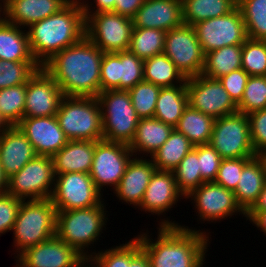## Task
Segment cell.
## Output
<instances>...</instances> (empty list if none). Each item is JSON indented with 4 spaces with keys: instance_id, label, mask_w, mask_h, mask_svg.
I'll list each match as a JSON object with an SVG mask.
<instances>
[{
    "instance_id": "obj_1",
    "label": "cell",
    "mask_w": 266,
    "mask_h": 267,
    "mask_svg": "<svg viewBox=\"0 0 266 267\" xmlns=\"http://www.w3.org/2000/svg\"><path fill=\"white\" fill-rule=\"evenodd\" d=\"M102 52L86 36L55 54L42 67L64 96L97 97L101 92Z\"/></svg>"
},
{
    "instance_id": "obj_2",
    "label": "cell",
    "mask_w": 266,
    "mask_h": 267,
    "mask_svg": "<svg viewBox=\"0 0 266 267\" xmlns=\"http://www.w3.org/2000/svg\"><path fill=\"white\" fill-rule=\"evenodd\" d=\"M158 225L156 241L153 242L148 233L136 236L150 267H203L209 246L208 233L165 218Z\"/></svg>"
},
{
    "instance_id": "obj_3",
    "label": "cell",
    "mask_w": 266,
    "mask_h": 267,
    "mask_svg": "<svg viewBox=\"0 0 266 267\" xmlns=\"http://www.w3.org/2000/svg\"><path fill=\"white\" fill-rule=\"evenodd\" d=\"M86 18L80 0H71L58 13L28 28L33 57L42 67L55 54L85 37Z\"/></svg>"
},
{
    "instance_id": "obj_4",
    "label": "cell",
    "mask_w": 266,
    "mask_h": 267,
    "mask_svg": "<svg viewBox=\"0 0 266 267\" xmlns=\"http://www.w3.org/2000/svg\"><path fill=\"white\" fill-rule=\"evenodd\" d=\"M102 201L99 205L89 208L57 211L56 236L69 246L75 248L82 256H90L89 245L99 240L103 227L108 220L106 206ZM85 248H87L85 252Z\"/></svg>"
},
{
    "instance_id": "obj_5",
    "label": "cell",
    "mask_w": 266,
    "mask_h": 267,
    "mask_svg": "<svg viewBox=\"0 0 266 267\" xmlns=\"http://www.w3.org/2000/svg\"><path fill=\"white\" fill-rule=\"evenodd\" d=\"M56 214L50 198L22 201L12 229L17 257L56 235Z\"/></svg>"
},
{
    "instance_id": "obj_6",
    "label": "cell",
    "mask_w": 266,
    "mask_h": 267,
    "mask_svg": "<svg viewBox=\"0 0 266 267\" xmlns=\"http://www.w3.org/2000/svg\"><path fill=\"white\" fill-rule=\"evenodd\" d=\"M55 116L68 140L103 139L102 115L96 97L64 96Z\"/></svg>"
},
{
    "instance_id": "obj_7",
    "label": "cell",
    "mask_w": 266,
    "mask_h": 267,
    "mask_svg": "<svg viewBox=\"0 0 266 267\" xmlns=\"http://www.w3.org/2000/svg\"><path fill=\"white\" fill-rule=\"evenodd\" d=\"M102 115L103 139L129 145L135 135L138 117L128 90H106L97 97Z\"/></svg>"
},
{
    "instance_id": "obj_8",
    "label": "cell",
    "mask_w": 266,
    "mask_h": 267,
    "mask_svg": "<svg viewBox=\"0 0 266 267\" xmlns=\"http://www.w3.org/2000/svg\"><path fill=\"white\" fill-rule=\"evenodd\" d=\"M209 144L223 159L257 155L251 143L248 115L238 111L215 119Z\"/></svg>"
},
{
    "instance_id": "obj_9",
    "label": "cell",
    "mask_w": 266,
    "mask_h": 267,
    "mask_svg": "<svg viewBox=\"0 0 266 267\" xmlns=\"http://www.w3.org/2000/svg\"><path fill=\"white\" fill-rule=\"evenodd\" d=\"M54 167L50 156L36 155L20 171L7 179V193L22 200L51 198L54 189Z\"/></svg>"
},
{
    "instance_id": "obj_10",
    "label": "cell",
    "mask_w": 266,
    "mask_h": 267,
    "mask_svg": "<svg viewBox=\"0 0 266 267\" xmlns=\"http://www.w3.org/2000/svg\"><path fill=\"white\" fill-rule=\"evenodd\" d=\"M85 36L104 53L127 51L133 19L115 12L85 15Z\"/></svg>"
},
{
    "instance_id": "obj_11",
    "label": "cell",
    "mask_w": 266,
    "mask_h": 267,
    "mask_svg": "<svg viewBox=\"0 0 266 267\" xmlns=\"http://www.w3.org/2000/svg\"><path fill=\"white\" fill-rule=\"evenodd\" d=\"M101 195L89 173L72 172L55 175L50 199L56 211H68L99 205Z\"/></svg>"
},
{
    "instance_id": "obj_12",
    "label": "cell",
    "mask_w": 266,
    "mask_h": 267,
    "mask_svg": "<svg viewBox=\"0 0 266 267\" xmlns=\"http://www.w3.org/2000/svg\"><path fill=\"white\" fill-rule=\"evenodd\" d=\"M163 53L186 79L201 75L205 54L193 26L182 24L167 31Z\"/></svg>"
},
{
    "instance_id": "obj_13",
    "label": "cell",
    "mask_w": 266,
    "mask_h": 267,
    "mask_svg": "<svg viewBox=\"0 0 266 267\" xmlns=\"http://www.w3.org/2000/svg\"><path fill=\"white\" fill-rule=\"evenodd\" d=\"M193 27L204 54L224 46L242 45L248 39L238 7L224 16L200 21Z\"/></svg>"
},
{
    "instance_id": "obj_14",
    "label": "cell",
    "mask_w": 266,
    "mask_h": 267,
    "mask_svg": "<svg viewBox=\"0 0 266 267\" xmlns=\"http://www.w3.org/2000/svg\"><path fill=\"white\" fill-rule=\"evenodd\" d=\"M186 90L188 105L215 119L238 111L237 104L218 79L202 74L187 78Z\"/></svg>"
},
{
    "instance_id": "obj_15",
    "label": "cell",
    "mask_w": 266,
    "mask_h": 267,
    "mask_svg": "<svg viewBox=\"0 0 266 267\" xmlns=\"http://www.w3.org/2000/svg\"><path fill=\"white\" fill-rule=\"evenodd\" d=\"M132 156L136 157L127 144L104 139L97 141L89 173L96 188L102 192L104 186H113L114 190Z\"/></svg>"
},
{
    "instance_id": "obj_16",
    "label": "cell",
    "mask_w": 266,
    "mask_h": 267,
    "mask_svg": "<svg viewBox=\"0 0 266 267\" xmlns=\"http://www.w3.org/2000/svg\"><path fill=\"white\" fill-rule=\"evenodd\" d=\"M144 60L129 50L104 53L100 69L101 92L129 90L144 81Z\"/></svg>"
},
{
    "instance_id": "obj_17",
    "label": "cell",
    "mask_w": 266,
    "mask_h": 267,
    "mask_svg": "<svg viewBox=\"0 0 266 267\" xmlns=\"http://www.w3.org/2000/svg\"><path fill=\"white\" fill-rule=\"evenodd\" d=\"M191 198L197 209L199 220L217 221L232 216L235 213L245 215L235 199L233 191L215 182H204L197 189L191 191L185 199Z\"/></svg>"
},
{
    "instance_id": "obj_18",
    "label": "cell",
    "mask_w": 266,
    "mask_h": 267,
    "mask_svg": "<svg viewBox=\"0 0 266 267\" xmlns=\"http://www.w3.org/2000/svg\"><path fill=\"white\" fill-rule=\"evenodd\" d=\"M63 97L58 84L41 67L26 83L24 117L56 115Z\"/></svg>"
},
{
    "instance_id": "obj_19",
    "label": "cell",
    "mask_w": 266,
    "mask_h": 267,
    "mask_svg": "<svg viewBox=\"0 0 266 267\" xmlns=\"http://www.w3.org/2000/svg\"><path fill=\"white\" fill-rule=\"evenodd\" d=\"M17 126L30 141L37 155L52 157L68 142L55 115L24 117Z\"/></svg>"
},
{
    "instance_id": "obj_20",
    "label": "cell",
    "mask_w": 266,
    "mask_h": 267,
    "mask_svg": "<svg viewBox=\"0 0 266 267\" xmlns=\"http://www.w3.org/2000/svg\"><path fill=\"white\" fill-rule=\"evenodd\" d=\"M83 256L56 235L22 252L17 263L22 267H75Z\"/></svg>"
},
{
    "instance_id": "obj_21",
    "label": "cell",
    "mask_w": 266,
    "mask_h": 267,
    "mask_svg": "<svg viewBox=\"0 0 266 267\" xmlns=\"http://www.w3.org/2000/svg\"><path fill=\"white\" fill-rule=\"evenodd\" d=\"M135 28L169 31L183 24L181 0H145L132 18Z\"/></svg>"
},
{
    "instance_id": "obj_22",
    "label": "cell",
    "mask_w": 266,
    "mask_h": 267,
    "mask_svg": "<svg viewBox=\"0 0 266 267\" xmlns=\"http://www.w3.org/2000/svg\"><path fill=\"white\" fill-rule=\"evenodd\" d=\"M183 197L178 190L173 171L156 170L140 203V208L146 213L162 215L169 211Z\"/></svg>"
},
{
    "instance_id": "obj_23",
    "label": "cell",
    "mask_w": 266,
    "mask_h": 267,
    "mask_svg": "<svg viewBox=\"0 0 266 267\" xmlns=\"http://www.w3.org/2000/svg\"><path fill=\"white\" fill-rule=\"evenodd\" d=\"M36 155L32 144L18 126H10L0 135V166L7 179Z\"/></svg>"
},
{
    "instance_id": "obj_24",
    "label": "cell",
    "mask_w": 266,
    "mask_h": 267,
    "mask_svg": "<svg viewBox=\"0 0 266 267\" xmlns=\"http://www.w3.org/2000/svg\"><path fill=\"white\" fill-rule=\"evenodd\" d=\"M143 156L132 158L125 169L120 183L114 189L119 200L133 204L139 208L146 188L157 170L152 159H143Z\"/></svg>"
},
{
    "instance_id": "obj_25",
    "label": "cell",
    "mask_w": 266,
    "mask_h": 267,
    "mask_svg": "<svg viewBox=\"0 0 266 267\" xmlns=\"http://www.w3.org/2000/svg\"><path fill=\"white\" fill-rule=\"evenodd\" d=\"M71 0H5L6 20L28 28L58 13Z\"/></svg>"
},
{
    "instance_id": "obj_26",
    "label": "cell",
    "mask_w": 266,
    "mask_h": 267,
    "mask_svg": "<svg viewBox=\"0 0 266 267\" xmlns=\"http://www.w3.org/2000/svg\"><path fill=\"white\" fill-rule=\"evenodd\" d=\"M97 141L68 140L53 156L54 174L72 172L90 173Z\"/></svg>"
},
{
    "instance_id": "obj_27",
    "label": "cell",
    "mask_w": 266,
    "mask_h": 267,
    "mask_svg": "<svg viewBox=\"0 0 266 267\" xmlns=\"http://www.w3.org/2000/svg\"><path fill=\"white\" fill-rule=\"evenodd\" d=\"M265 182V168L259 156L256 155L244 165L234 191L236 202L245 213L257 201Z\"/></svg>"
},
{
    "instance_id": "obj_28",
    "label": "cell",
    "mask_w": 266,
    "mask_h": 267,
    "mask_svg": "<svg viewBox=\"0 0 266 267\" xmlns=\"http://www.w3.org/2000/svg\"><path fill=\"white\" fill-rule=\"evenodd\" d=\"M173 129V127L155 117L140 119L129 148L133 155L134 153L137 155L140 152L143 155L146 153V156L150 154V157L169 138Z\"/></svg>"
},
{
    "instance_id": "obj_29",
    "label": "cell",
    "mask_w": 266,
    "mask_h": 267,
    "mask_svg": "<svg viewBox=\"0 0 266 267\" xmlns=\"http://www.w3.org/2000/svg\"><path fill=\"white\" fill-rule=\"evenodd\" d=\"M22 29L25 28L6 19L0 24V60L37 62L30 49L27 30Z\"/></svg>"
},
{
    "instance_id": "obj_30",
    "label": "cell",
    "mask_w": 266,
    "mask_h": 267,
    "mask_svg": "<svg viewBox=\"0 0 266 267\" xmlns=\"http://www.w3.org/2000/svg\"><path fill=\"white\" fill-rule=\"evenodd\" d=\"M188 106L186 81L182 85L161 87L156 102L154 117L175 128Z\"/></svg>"
},
{
    "instance_id": "obj_31",
    "label": "cell",
    "mask_w": 266,
    "mask_h": 267,
    "mask_svg": "<svg viewBox=\"0 0 266 267\" xmlns=\"http://www.w3.org/2000/svg\"><path fill=\"white\" fill-rule=\"evenodd\" d=\"M194 148L190 140L175 128L164 144L151 156L157 170L173 171Z\"/></svg>"
},
{
    "instance_id": "obj_32",
    "label": "cell",
    "mask_w": 266,
    "mask_h": 267,
    "mask_svg": "<svg viewBox=\"0 0 266 267\" xmlns=\"http://www.w3.org/2000/svg\"><path fill=\"white\" fill-rule=\"evenodd\" d=\"M183 24L196 23L224 16L233 11L237 4L233 0H181Z\"/></svg>"
},
{
    "instance_id": "obj_33",
    "label": "cell",
    "mask_w": 266,
    "mask_h": 267,
    "mask_svg": "<svg viewBox=\"0 0 266 267\" xmlns=\"http://www.w3.org/2000/svg\"><path fill=\"white\" fill-rule=\"evenodd\" d=\"M242 65V45L224 46L205 53L202 75L219 79Z\"/></svg>"
},
{
    "instance_id": "obj_34",
    "label": "cell",
    "mask_w": 266,
    "mask_h": 267,
    "mask_svg": "<svg viewBox=\"0 0 266 267\" xmlns=\"http://www.w3.org/2000/svg\"><path fill=\"white\" fill-rule=\"evenodd\" d=\"M214 123L215 118L188 105L175 129L184 134L194 146H197L209 144Z\"/></svg>"
},
{
    "instance_id": "obj_35",
    "label": "cell",
    "mask_w": 266,
    "mask_h": 267,
    "mask_svg": "<svg viewBox=\"0 0 266 267\" xmlns=\"http://www.w3.org/2000/svg\"><path fill=\"white\" fill-rule=\"evenodd\" d=\"M143 74L145 82L160 87L182 85L186 81L183 74L164 53L144 60Z\"/></svg>"
},
{
    "instance_id": "obj_36",
    "label": "cell",
    "mask_w": 266,
    "mask_h": 267,
    "mask_svg": "<svg viewBox=\"0 0 266 267\" xmlns=\"http://www.w3.org/2000/svg\"><path fill=\"white\" fill-rule=\"evenodd\" d=\"M166 31L156 28L133 27L129 51L146 60L164 51Z\"/></svg>"
},
{
    "instance_id": "obj_37",
    "label": "cell",
    "mask_w": 266,
    "mask_h": 267,
    "mask_svg": "<svg viewBox=\"0 0 266 267\" xmlns=\"http://www.w3.org/2000/svg\"><path fill=\"white\" fill-rule=\"evenodd\" d=\"M239 8L248 38L266 40V0H241Z\"/></svg>"
},
{
    "instance_id": "obj_38",
    "label": "cell",
    "mask_w": 266,
    "mask_h": 267,
    "mask_svg": "<svg viewBox=\"0 0 266 267\" xmlns=\"http://www.w3.org/2000/svg\"><path fill=\"white\" fill-rule=\"evenodd\" d=\"M26 84L0 89V115L9 126H17L24 118Z\"/></svg>"
},
{
    "instance_id": "obj_39",
    "label": "cell",
    "mask_w": 266,
    "mask_h": 267,
    "mask_svg": "<svg viewBox=\"0 0 266 267\" xmlns=\"http://www.w3.org/2000/svg\"><path fill=\"white\" fill-rule=\"evenodd\" d=\"M178 190L185 198L191 191L197 189L204 182L202 181L199 169L198 151L193 148L181 160L173 170Z\"/></svg>"
},
{
    "instance_id": "obj_40",
    "label": "cell",
    "mask_w": 266,
    "mask_h": 267,
    "mask_svg": "<svg viewBox=\"0 0 266 267\" xmlns=\"http://www.w3.org/2000/svg\"><path fill=\"white\" fill-rule=\"evenodd\" d=\"M160 90V86L145 81L128 90L132 105L140 119L154 117Z\"/></svg>"
},
{
    "instance_id": "obj_41",
    "label": "cell",
    "mask_w": 266,
    "mask_h": 267,
    "mask_svg": "<svg viewBox=\"0 0 266 267\" xmlns=\"http://www.w3.org/2000/svg\"><path fill=\"white\" fill-rule=\"evenodd\" d=\"M139 240L135 237L127 243L105 251L90 252L102 267H129L130 261L141 251ZM93 254V255H92Z\"/></svg>"
},
{
    "instance_id": "obj_42",
    "label": "cell",
    "mask_w": 266,
    "mask_h": 267,
    "mask_svg": "<svg viewBox=\"0 0 266 267\" xmlns=\"http://www.w3.org/2000/svg\"><path fill=\"white\" fill-rule=\"evenodd\" d=\"M241 68L249 76H266V40L248 38L242 44Z\"/></svg>"
},
{
    "instance_id": "obj_43",
    "label": "cell",
    "mask_w": 266,
    "mask_h": 267,
    "mask_svg": "<svg viewBox=\"0 0 266 267\" xmlns=\"http://www.w3.org/2000/svg\"><path fill=\"white\" fill-rule=\"evenodd\" d=\"M40 68L37 62L0 60V89L26 84Z\"/></svg>"
},
{
    "instance_id": "obj_44",
    "label": "cell",
    "mask_w": 266,
    "mask_h": 267,
    "mask_svg": "<svg viewBox=\"0 0 266 267\" xmlns=\"http://www.w3.org/2000/svg\"><path fill=\"white\" fill-rule=\"evenodd\" d=\"M238 112L249 114L266 108V76H249Z\"/></svg>"
},
{
    "instance_id": "obj_45",
    "label": "cell",
    "mask_w": 266,
    "mask_h": 267,
    "mask_svg": "<svg viewBox=\"0 0 266 267\" xmlns=\"http://www.w3.org/2000/svg\"><path fill=\"white\" fill-rule=\"evenodd\" d=\"M251 158H228L222 159L215 183L224 188L235 191L244 165Z\"/></svg>"
},
{
    "instance_id": "obj_46",
    "label": "cell",
    "mask_w": 266,
    "mask_h": 267,
    "mask_svg": "<svg viewBox=\"0 0 266 267\" xmlns=\"http://www.w3.org/2000/svg\"><path fill=\"white\" fill-rule=\"evenodd\" d=\"M194 148L198 151L202 181L214 182L223 158L210 144L197 145Z\"/></svg>"
},
{
    "instance_id": "obj_47",
    "label": "cell",
    "mask_w": 266,
    "mask_h": 267,
    "mask_svg": "<svg viewBox=\"0 0 266 267\" xmlns=\"http://www.w3.org/2000/svg\"><path fill=\"white\" fill-rule=\"evenodd\" d=\"M248 118L251 143L258 155L266 150V108L249 113Z\"/></svg>"
},
{
    "instance_id": "obj_48",
    "label": "cell",
    "mask_w": 266,
    "mask_h": 267,
    "mask_svg": "<svg viewBox=\"0 0 266 267\" xmlns=\"http://www.w3.org/2000/svg\"><path fill=\"white\" fill-rule=\"evenodd\" d=\"M22 201L8 193L0 195V235L12 231Z\"/></svg>"
},
{
    "instance_id": "obj_49",
    "label": "cell",
    "mask_w": 266,
    "mask_h": 267,
    "mask_svg": "<svg viewBox=\"0 0 266 267\" xmlns=\"http://www.w3.org/2000/svg\"><path fill=\"white\" fill-rule=\"evenodd\" d=\"M248 78L249 75L242 68H239L221 76L218 80L221 82L232 100L238 104L243 97Z\"/></svg>"
},
{
    "instance_id": "obj_50",
    "label": "cell",
    "mask_w": 266,
    "mask_h": 267,
    "mask_svg": "<svg viewBox=\"0 0 266 267\" xmlns=\"http://www.w3.org/2000/svg\"><path fill=\"white\" fill-rule=\"evenodd\" d=\"M145 0H115L112 12L133 18Z\"/></svg>"
},
{
    "instance_id": "obj_51",
    "label": "cell",
    "mask_w": 266,
    "mask_h": 267,
    "mask_svg": "<svg viewBox=\"0 0 266 267\" xmlns=\"http://www.w3.org/2000/svg\"><path fill=\"white\" fill-rule=\"evenodd\" d=\"M81 1V6L84 12V15H91V14H96V13H100V12H110L114 10V5H115V0H93L94 3L96 2V5H94L96 7V9L94 8H90L92 7V4H89L87 1ZM87 3V4H86ZM90 6H89V5ZM92 9V10H91Z\"/></svg>"
},
{
    "instance_id": "obj_52",
    "label": "cell",
    "mask_w": 266,
    "mask_h": 267,
    "mask_svg": "<svg viewBox=\"0 0 266 267\" xmlns=\"http://www.w3.org/2000/svg\"><path fill=\"white\" fill-rule=\"evenodd\" d=\"M244 217L266 235V211H247Z\"/></svg>"
},
{
    "instance_id": "obj_53",
    "label": "cell",
    "mask_w": 266,
    "mask_h": 267,
    "mask_svg": "<svg viewBox=\"0 0 266 267\" xmlns=\"http://www.w3.org/2000/svg\"><path fill=\"white\" fill-rule=\"evenodd\" d=\"M129 267H150L149 258L146 253L141 250L131 261Z\"/></svg>"
},
{
    "instance_id": "obj_54",
    "label": "cell",
    "mask_w": 266,
    "mask_h": 267,
    "mask_svg": "<svg viewBox=\"0 0 266 267\" xmlns=\"http://www.w3.org/2000/svg\"><path fill=\"white\" fill-rule=\"evenodd\" d=\"M248 211H266V182L257 201Z\"/></svg>"
},
{
    "instance_id": "obj_55",
    "label": "cell",
    "mask_w": 266,
    "mask_h": 267,
    "mask_svg": "<svg viewBox=\"0 0 266 267\" xmlns=\"http://www.w3.org/2000/svg\"><path fill=\"white\" fill-rule=\"evenodd\" d=\"M90 262V263H89ZM96 266H95V265ZM91 265V266H90ZM75 267H102L93 256H83L75 265Z\"/></svg>"
},
{
    "instance_id": "obj_56",
    "label": "cell",
    "mask_w": 266,
    "mask_h": 267,
    "mask_svg": "<svg viewBox=\"0 0 266 267\" xmlns=\"http://www.w3.org/2000/svg\"><path fill=\"white\" fill-rule=\"evenodd\" d=\"M5 193H7V178L4 176L0 166V195Z\"/></svg>"
},
{
    "instance_id": "obj_57",
    "label": "cell",
    "mask_w": 266,
    "mask_h": 267,
    "mask_svg": "<svg viewBox=\"0 0 266 267\" xmlns=\"http://www.w3.org/2000/svg\"><path fill=\"white\" fill-rule=\"evenodd\" d=\"M10 126L0 115V135L3 134Z\"/></svg>"
},
{
    "instance_id": "obj_58",
    "label": "cell",
    "mask_w": 266,
    "mask_h": 267,
    "mask_svg": "<svg viewBox=\"0 0 266 267\" xmlns=\"http://www.w3.org/2000/svg\"><path fill=\"white\" fill-rule=\"evenodd\" d=\"M0 1H2L3 2V4H2V2L0 3V24L6 19V15H5V13H6V11H5V0H0ZM3 6V7H2ZM3 13V14H2ZM2 14V15H1ZM3 16V17H2Z\"/></svg>"
},
{
    "instance_id": "obj_59",
    "label": "cell",
    "mask_w": 266,
    "mask_h": 267,
    "mask_svg": "<svg viewBox=\"0 0 266 267\" xmlns=\"http://www.w3.org/2000/svg\"><path fill=\"white\" fill-rule=\"evenodd\" d=\"M259 158L263 162L264 168H265V174H266V150L262 151L258 154Z\"/></svg>"
},
{
    "instance_id": "obj_60",
    "label": "cell",
    "mask_w": 266,
    "mask_h": 267,
    "mask_svg": "<svg viewBox=\"0 0 266 267\" xmlns=\"http://www.w3.org/2000/svg\"><path fill=\"white\" fill-rule=\"evenodd\" d=\"M236 4H238L241 0H233Z\"/></svg>"
}]
</instances>
